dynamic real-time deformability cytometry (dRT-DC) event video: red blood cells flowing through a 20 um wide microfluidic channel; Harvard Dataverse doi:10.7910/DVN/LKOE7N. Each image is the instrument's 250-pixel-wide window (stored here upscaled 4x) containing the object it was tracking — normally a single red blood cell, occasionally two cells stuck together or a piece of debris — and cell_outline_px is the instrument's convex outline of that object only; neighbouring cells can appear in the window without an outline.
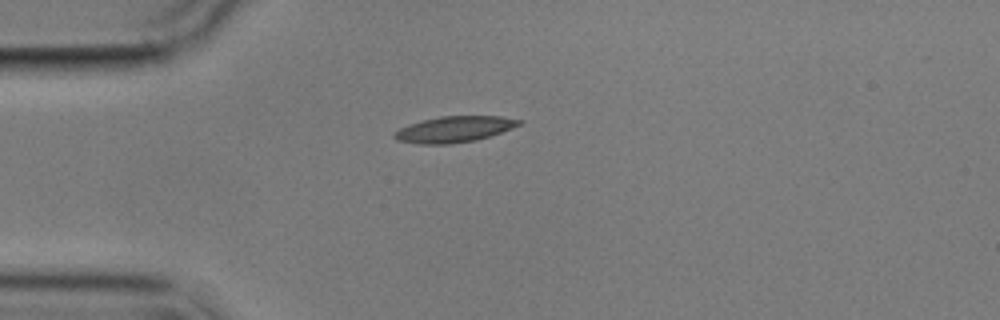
{"species": "common noctule bat (a hibernating species)", "species_latin": "Nyctalus noctula", "temperature_condition": "cold", "stored_images_in_passage": 4, "camera_frame_rate_fps": 3000, "um_per_image_px": 0.085, "animal": {"sex": "male", "body_mass_g": 17.9}, "frame": {"image": 1, "passage_image": 1, "time_ms": 0.0, "image_size_px": [1000, 320], "cell_outline_px": [[524, 120], [520, 124], [512, 128], [476, 140], [452, 144], [416, 144], [396, 140], [392, 136], [392, 132], [408, 124], [440, 116], [500, 116]], "centroid_in_image_um": [38.56, 10.99], "position_along_channel_um": 46.4, "area_um2": 18.96}}
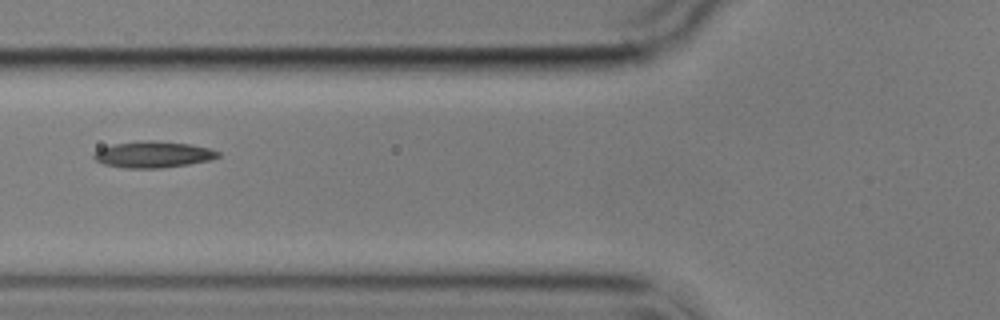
{"frame": {"image": 2, "passage_image": 3, "time_ms": 2.333, "image_size_px": [1000, 320], "cell_outline_px": [[220, 156], [212, 160], [188, 164], [160, 168], [124, 168], [104, 164], [96, 160], [92, 156], [92, 152], [100, 148], [112, 144], [148, 140], [152, 140], [188, 144], [208, 148], [220, 152]], "centroid_in_image_um": [12.99, 13.13], "position_along_channel_um": 112.8, "area_um2": 19.07}}
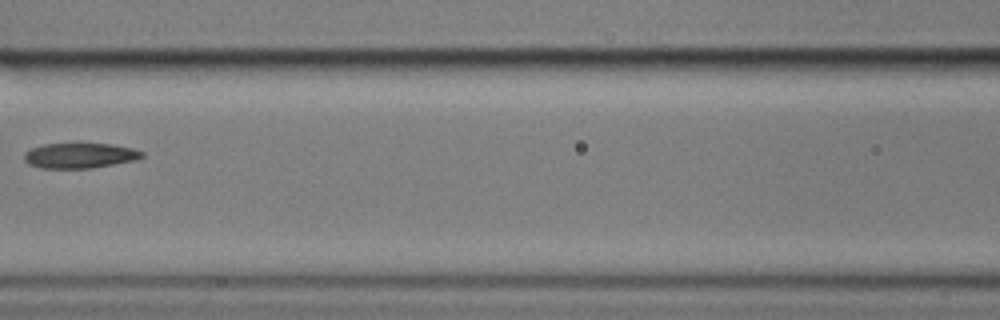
{"frame": {"image": 3, "passage_image": 4, "time_ms": 3.667, "image_size_px": [1000, 320], "cell_outline_px": [[144, 156], [136, 160], [92, 168], [40, 168], [28, 164], [24, 160], [24, 152], [32, 148], [44, 144], [112, 144], [132, 148], [144, 152]], "centroid_in_image_um": [6.78, 13.23], "position_along_channel_um": 159.8, "area_um2": 17.28}}